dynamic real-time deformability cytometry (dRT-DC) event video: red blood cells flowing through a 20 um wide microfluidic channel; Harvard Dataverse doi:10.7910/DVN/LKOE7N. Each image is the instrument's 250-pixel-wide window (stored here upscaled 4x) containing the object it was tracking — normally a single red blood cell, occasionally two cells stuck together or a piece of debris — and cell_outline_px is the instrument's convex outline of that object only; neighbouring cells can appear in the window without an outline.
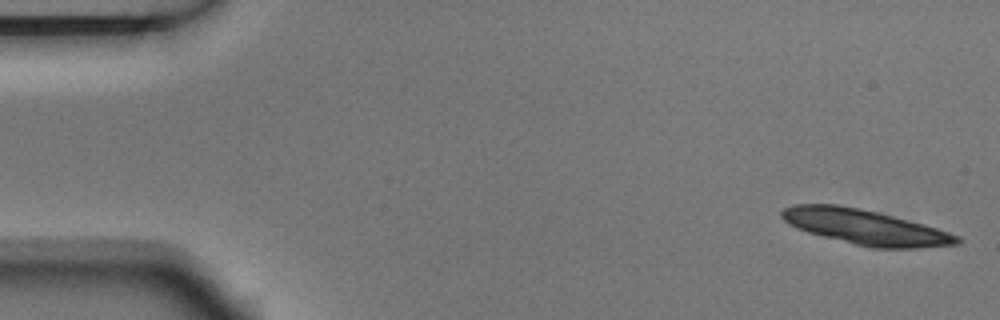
{"species": "Egyptian fruit bat (a non-hibernating species)", "species_latin": "Rousettus aegyptiacus", "temperature_condition": "room temperature", "stored_images_in_passage": 10, "camera_frame_rate_fps": 3000, "um_per_image_px": 0.085, "animal": {"sex": "male"}, "frame": {"image": 1, "passage_image": 1, "time_ms": 0.0, "image_size_px": [1000, 320], "cell_outline_px": [[964, 240], [960, 244], [920, 248], [872, 248], [808, 232], [796, 228], [788, 224], [780, 216], [780, 212], [784, 208], [796, 204], [836, 204], [876, 212], [924, 224], [960, 236]], "centroid_in_image_um": [73.57, 19.31], "position_along_channel_um": 11.4, "area_um2": 35.49}}
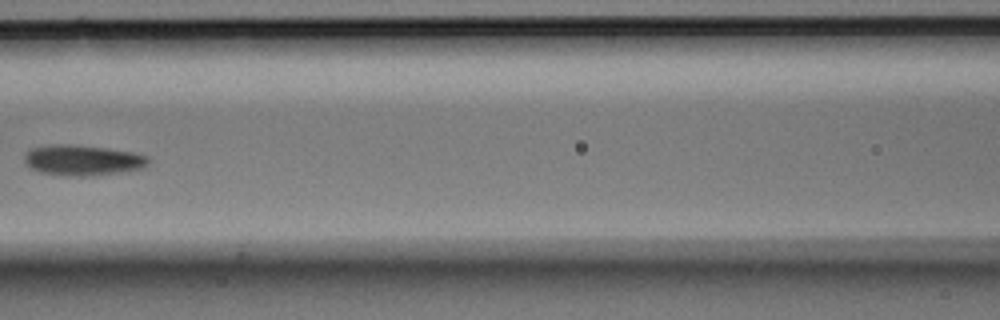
{"frame": {"image": 2, "passage_image": 6, "time_ms": 1.667, "image_size_px": [1000, 320], "cell_outline_px": [[148, 164], [144, 168], [120, 172], [84, 176], [64, 176], [40, 172], [28, 168], [24, 160], [24, 156], [32, 148], [52, 144], [72, 144], [108, 148], [132, 152], [148, 156]], "centroid_in_image_um": [7.0, 13.62], "position_along_channel_um": 159.6, "area_um2": 22.14}}
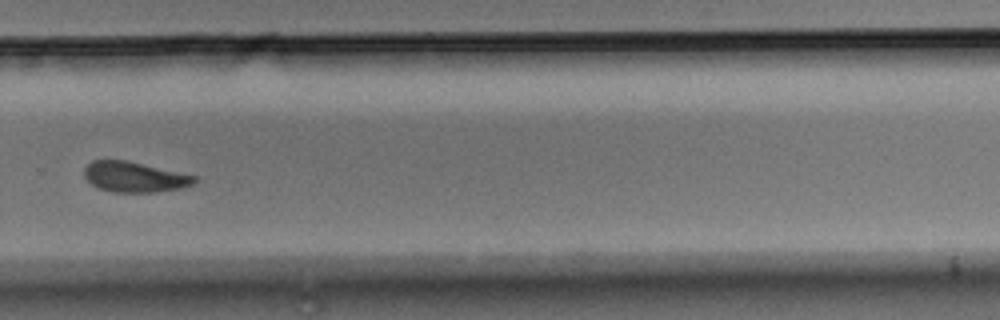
{"frame": {"image": 3, "passage_image": 10, "time_ms": 3.0, "image_size_px": [1000, 320], "cell_outline_px": [[196, 180], [192, 184], [180, 188], [152, 192], [112, 192], [100, 188], [92, 184], [84, 176], [84, 168], [92, 160], [124, 160], [196, 176]], "centroid_in_image_um": [11.39, 15.04], "position_along_channel_um": 318.4, "area_um2": 19.07}}